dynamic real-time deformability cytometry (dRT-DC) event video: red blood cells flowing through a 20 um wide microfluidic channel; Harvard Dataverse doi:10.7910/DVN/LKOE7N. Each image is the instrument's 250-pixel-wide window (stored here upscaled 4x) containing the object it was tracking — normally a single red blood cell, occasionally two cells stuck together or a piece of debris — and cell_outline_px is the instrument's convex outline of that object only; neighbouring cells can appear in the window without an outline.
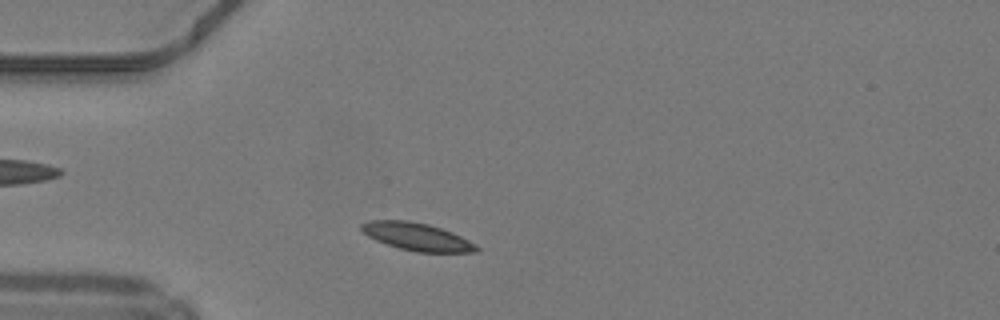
{"species": "common noctule bat (a hibernating species)", "species_latin": "Nyctalus noctula", "temperature_condition": "warm", "stored_images_in_passage": 34, "camera_frame_rate_fps": 3000, "um_per_image_px": 0.085, "animal": {"sex": "male", "body_mass_g": 19.2, "forearm_length_mm": 51.8}, "frame": {"image": 1, "passage_image": 5, "time_ms": 1.333, "image_size_px": [1000, 320], "cell_outline_px": [[480, 252], [416, 252], [400, 248], [376, 240], [368, 236], [360, 228], [360, 224], [368, 220], [408, 220], [428, 224], [452, 232], [476, 244], [480, 248]], "centroid_in_image_um": [35.45, 20.11], "position_along_channel_um": 49.6, "area_um2": 18.5}}
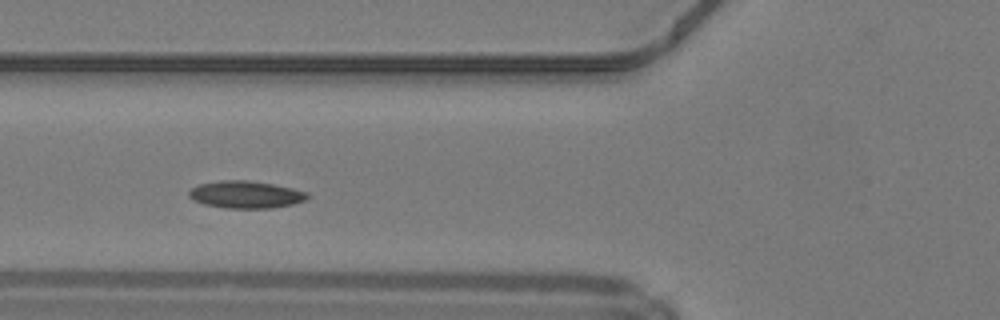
{"frame": {"image": 2, "passage_image": 10, "time_ms": 3.0, "image_size_px": [1000, 320], "cell_outline_px": [[308, 196], [304, 200], [292, 204], [272, 208], [224, 208], [204, 204], [188, 196], [188, 192], [192, 188], [200, 184], [220, 180], [248, 180], [272, 184], [292, 188], [308, 192]], "centroid_in_image_um": [20.88, 16.53], "position_along_channel_um": 104.9, "area_um2": 18.67}}
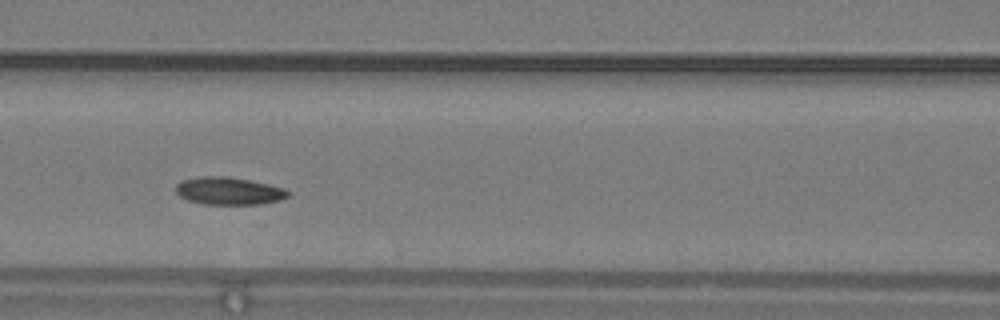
{"frame": {"image": 3, "passage_image": 13, "time_ms": 4.0, "image_size_px": [1000, 320], "cell_outline_px": [[288, 196], [280, 200], [260, 204], [204, 204], [188, 200], [180, 196], [176, 192], [176, 184], [180, 180], [200, 176], [228, 176], [268, 184], [284, 188], [288, 192]], "centroid_in_image_um": [19.41, 16.22], "position_along_channel_um": 147.2, "area_um2": 17.98}, "authors_computed_cell_mechanics": {"area_um2": 18.207, "velocity_mm_per_s": 4.1816, "shape_relaxation_time_tau1_ms": 4.7507, "shape_relaxation_time_tau2_ms": 6.6114, "deformation_change_tau1": 0.1035, "deformation_change_tau2": 0.1192}}